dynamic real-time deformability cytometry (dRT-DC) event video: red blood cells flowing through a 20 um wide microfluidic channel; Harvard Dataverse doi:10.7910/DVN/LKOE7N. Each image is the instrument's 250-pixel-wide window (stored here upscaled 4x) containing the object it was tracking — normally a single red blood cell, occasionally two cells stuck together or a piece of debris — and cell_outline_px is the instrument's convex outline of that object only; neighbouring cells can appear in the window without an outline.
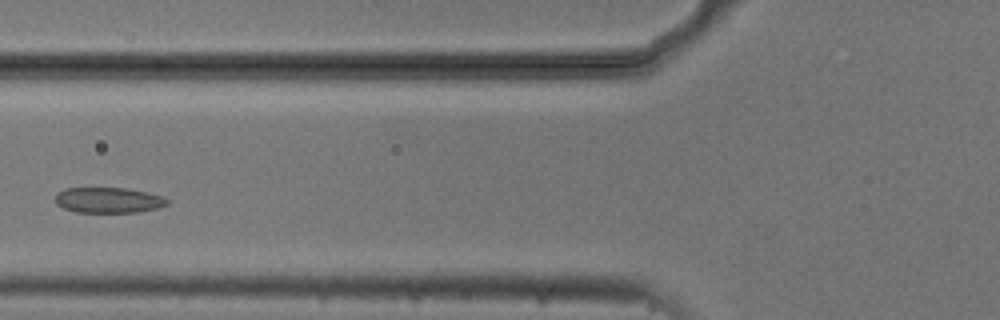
{"species": "common noctule bat (a hibernating species)", "species_latin": "Nyctalus noctula", "temperature_condition": "cold", "stored_images_in_passage": 4, "camera_frame_rate_fps": 3000, "um_per_image_px": 0.085, "animal": {"sex": "male", "body_mass_g": 20.5, "forearm_length_mm": 52.5}, "frame": {"image": 1, "passage_image": 3, "time_ms": 0.667, "image_size_px": [1000, 320], "cell_outline_px": [[168, 204], [160, 208], [136, 212], [76, 212], [64, 208], [56, 204], [56, 192], [64, 188], [128, 188], [148, 192], [160, 196], [168, 200]], "centroid_in_image_um": [9.21, 17.01], "position_along_channel_um": 116.6, "area_um2": 16.7}}
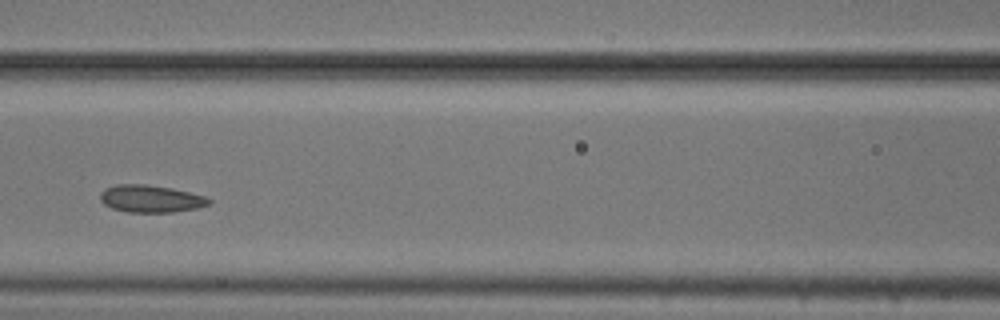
{"frame": {"image": 2, "passage_image": 4, "time_ms": 1.0, "image_size_px": [1000, 320], "cell_outline_px": [[212, 204], [196, 208], [172, 212], [128, 212], [112, 208], [104, 204], [100, 200], [100, 192], [104, 188], [116, 184], [144, 184], [172, 188], [204, 196], [212, 200]], "centroid_in_image_um": [12.79, 16.89], "position_along_channel_um": 153.8, "area_um2": 17.34}}